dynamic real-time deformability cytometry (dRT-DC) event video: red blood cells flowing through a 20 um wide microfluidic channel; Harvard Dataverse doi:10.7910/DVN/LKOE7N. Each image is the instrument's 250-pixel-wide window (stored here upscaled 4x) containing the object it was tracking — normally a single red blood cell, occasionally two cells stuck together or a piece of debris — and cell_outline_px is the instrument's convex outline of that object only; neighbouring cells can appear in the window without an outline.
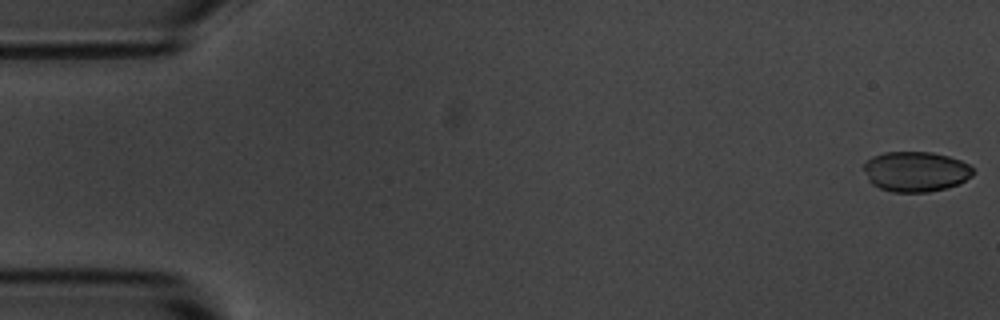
{"species": "common noctule bat (a hibernating species)", "species_latin": "Nyctalus noctula", "temperature_condition": "room temperature", "stored_images_in_passage": 6, "segment_of_instrument_passage": [1, 2], "camera_frame_rate_fps": 3000, "um_per_image_px": 0.085, "animal": {"sex": "male", "body_mass_g": 20.1, "forearm_length_mm": 53.5}, "frame": {"image": 1, "passage_image": 1, "time_ms": 0.0, "image_size_px": [1000, 320], "cell_outline_px": [[972, 176], [960, 184], [928, 192], [892, 192], [880, 188], [872, 184], [868, 180], [864, 168], [864, 164], [872, 156], [884, 152], [932, 152], [948, 156], [960, 160], [968, 164], [972, 168]], "centroid_in_image_um": [77.83, 14.58], "position_along_channel_um": 7.2, "area_um2": 25.55}}